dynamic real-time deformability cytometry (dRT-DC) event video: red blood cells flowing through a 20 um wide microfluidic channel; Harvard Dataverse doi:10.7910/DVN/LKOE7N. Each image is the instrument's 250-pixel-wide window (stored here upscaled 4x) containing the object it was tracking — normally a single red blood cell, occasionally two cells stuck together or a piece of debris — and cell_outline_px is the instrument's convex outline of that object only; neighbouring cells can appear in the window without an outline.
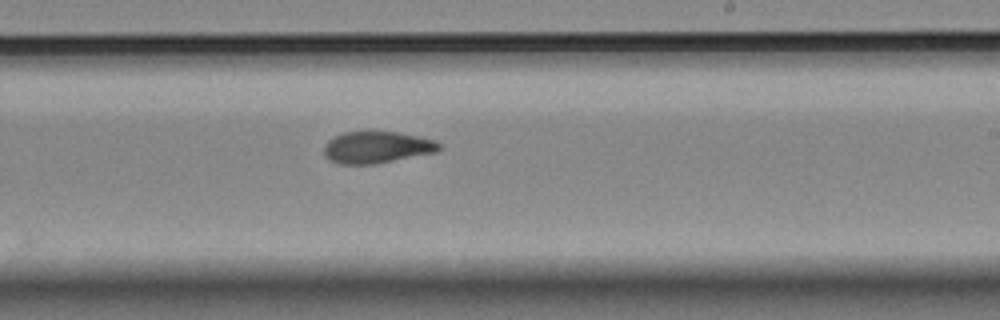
{"species": "Egyptian fruit bat (a non-hibernating species)", "species_latin": "Rousettus aegyptiacus", "temperature_condition": "room temperature", "stored_images_in_passage": 7, "camera_frame_rate_fps": 3000, "um_per_image_px": 0.085, "animal": {"sex": "female"}, "frame": {"image": 1, "passage_image": 7, "time_ms": 7.333, "image_size_px": [1000, 320], "cell_outline_px": [[440, 148], [436, 152], [376, 164], [340, 164], [328, 160], [324, 156], [324, 144], [328, 140], [344, 132], [396, 132], [420, 136], [436, 140], [440, 144]], "centroid_in_image_um": [32.02, 12.53], "position_along_channel_um": 257.0, "area_um2": 21.39}}